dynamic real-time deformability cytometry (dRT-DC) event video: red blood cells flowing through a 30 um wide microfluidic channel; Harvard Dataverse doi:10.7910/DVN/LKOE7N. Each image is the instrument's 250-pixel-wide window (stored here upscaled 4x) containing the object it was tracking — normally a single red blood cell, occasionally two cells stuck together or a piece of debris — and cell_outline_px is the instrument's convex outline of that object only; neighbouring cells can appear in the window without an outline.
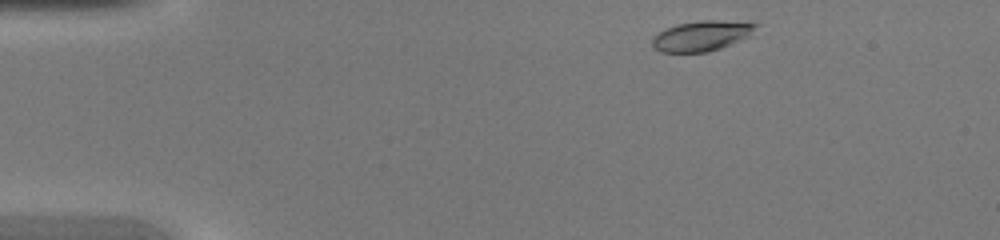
{"species": "common noctule bat (a hibernating species)", "species_latin": "Nyctalus noctula", "temperature_condition": "warm", "stored_images_in_passage": 40, "camera_frame_rate_fps": 3000, "um_per_image_px": 0.085, "animal": {"sex": "female", "body_mass_g": 20.0, "forearm_length_mm": 54.0}, "frame": {"image": 1, "passage_image": 1, "time_ms": 0.0, "image_size_px": [1000, 240], "cell_outline_px": [[760, 24], [752, 36], [720, 48], [708, 52], [660, 52], [652, 48], [652, 40], [660, 32], [676, 24], [700, 20], [716, 20]], "centroid_in_image_um": [59.68, 3.05], "position_along_channel_um": 25.3, "area_um2": 18.26}}
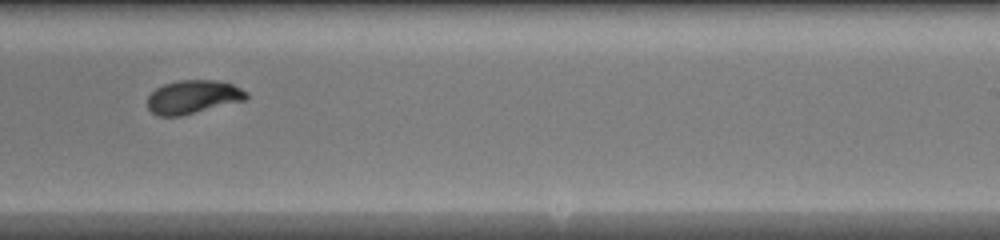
{"frame": {"image": 2, "passage_image": 23, "time_ms": 7.333, "image_size_px": [1000, 240], "cell_outline_px": [[248, 100], [180, 116], [156, 116], [148, 108], [148, 96], [156, 88], [164, 84], [180, 80], [216, 80], [232, 84], [248, 92]], "centroid_in_image_um": [16.43, 8.24], "position_along_channel_um": 272.6, "area_um2": 19.42}}
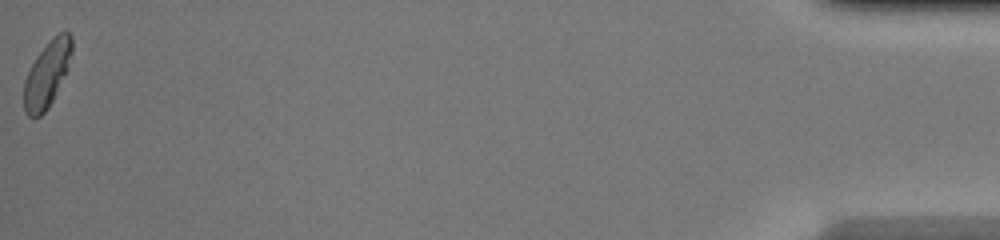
{"frame": {"image": 3, "passage_image": 40, "time_ms": 13.0, "image_size_px": [1000, 240], "cell_outline_px": [[72, 52], [68, 68], [48, 108], [40, 116], [28, 116], [24, 112], [24, 80], [36, 56], [52, 36], [60, 32], [68, 32], [72, 36]], "centroid_in_image_um": [4.0, 6.28], "position_along_channel_um": 431.2, "area_um2": 18.26}}